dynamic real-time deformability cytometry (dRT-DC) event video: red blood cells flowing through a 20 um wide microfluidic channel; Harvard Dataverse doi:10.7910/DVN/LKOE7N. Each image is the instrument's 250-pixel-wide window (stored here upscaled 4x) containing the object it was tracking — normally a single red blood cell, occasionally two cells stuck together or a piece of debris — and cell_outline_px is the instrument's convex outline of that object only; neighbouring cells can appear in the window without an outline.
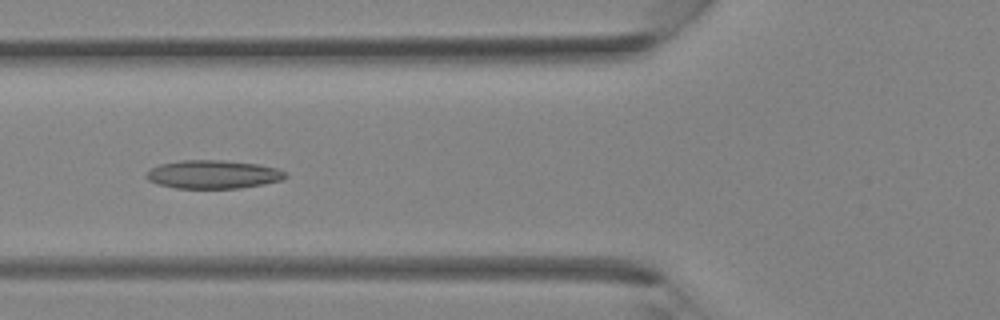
{"species": "Egyptian fruit bat (a non-hibernating species)", "species_latin": "Rousettus aegyptiacus", "temperature_condition": "room temperature", "stored_images_in_passage": 32, "camera_frame_rate_fps": 3000, "um_per_image_px": 0.085, "animal": {"sex": "female"}, "frame": {"image": 1, "passage_image": 9, "time_ms": 2.667, "image_size_px": [1000, 320], "cell_outline_px": [[288, 176], [284, 180], [264, 184], [240, 188], [176, 188], [156, 184], [148, 180], [144, 176], [152, 168], [160, 164], [180, 160], [224, 160], [256, 164], [276, 168], [288, 172]], "centroid_in_image_um": [18.14, 14.82], "position_along_channel_um": 107.7, "area_um2": 23.18}}
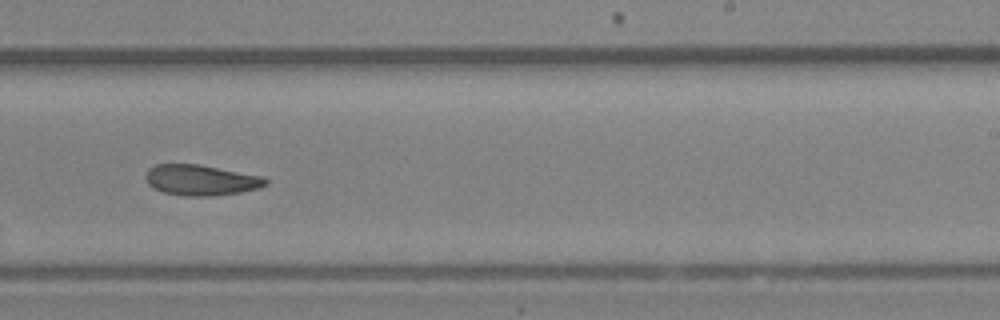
{"frame": {"image": 2, "passage_image": 18, "time_ms": 5.667, "image_size_px": [1000, 320], "cell_outline_px": [[268, 184], [260, 188], [240, 192], [212, 196], [184, 196], [164, 192], [148, 184], [144, 176], [148, 168], [156, 164], [200, 164], [264, 176], [268, 180]], "centroid_in_image_um": [17.11, 15.3], "position_along_channel_um": 271.9, "area_um2": 21.62}}
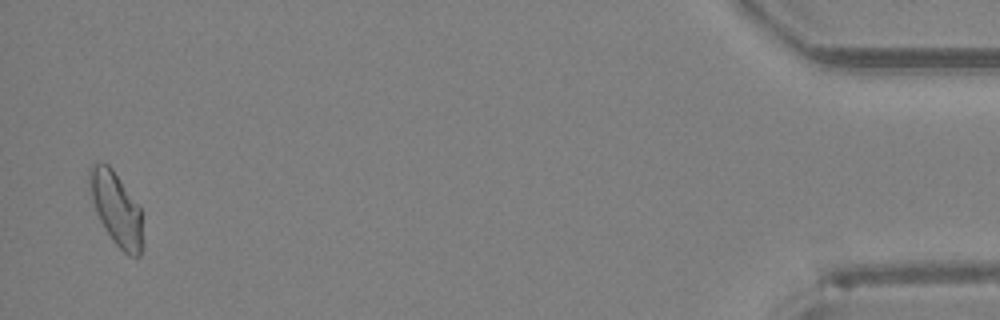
{"frame": {"image": 3, "passage_image": 31, "time_ms": 10.0, "image_size_px": [1000, 320], "cell_outline_px": [[144, 248], [140, 256], [128, 256], [112, 240], [100, 220], [96, 212], [92, 200], [88, 180], [88, 168], [92, 164], [100, 160], [108, 164], [112, 168], [140, 208], [144, 244]], "centroid_in_image_um": [9.88, 17.74], "position_along_channel_um": 425.3, "area_um2": 22.89}}